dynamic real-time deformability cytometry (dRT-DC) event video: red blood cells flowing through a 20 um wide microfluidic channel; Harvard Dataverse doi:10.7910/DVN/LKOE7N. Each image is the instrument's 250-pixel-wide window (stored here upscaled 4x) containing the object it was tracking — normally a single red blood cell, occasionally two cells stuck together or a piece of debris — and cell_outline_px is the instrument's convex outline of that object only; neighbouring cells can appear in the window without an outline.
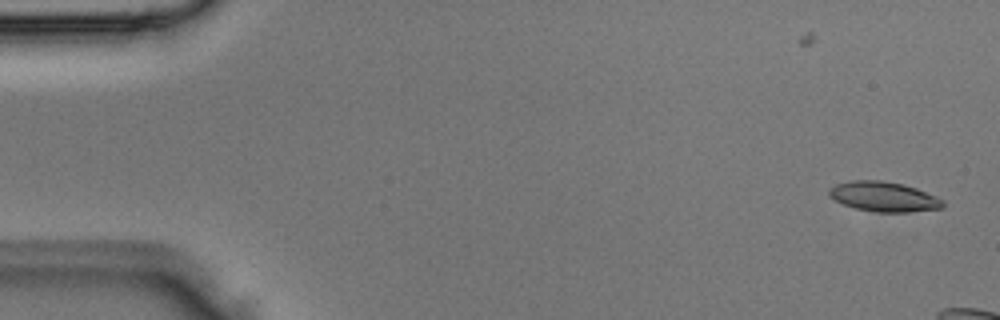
{"species": "Egyptian fruit bat (a non-hibernating species)", "species_latin": "Rousettus aegyptiacus", "temperature_condition": "room temperature", "stored_images_in_passage": 7, "camera_frame_rate_fps": 3000, "um_per_image_px": 0.085, "animal": {"sex": "male"}, "frame": {"image": 1, "passage_image": 2, "time_ms": 0.333, "image_size_px": [1000, 320], "cell_outline_px": [[944, 204], [940, 208], [908, 212], [876, 212], [856, 208], [844, 204], [828, 196], [828, 188], [836, 184], [852, 180], [880, 180], [904, 184], [916, 188], [936, 196], [944, 200]], "centroid_in_image_um": [75.1, 16.7], "position_along_channel_um": 9.9, "area_um2": 19.77}}